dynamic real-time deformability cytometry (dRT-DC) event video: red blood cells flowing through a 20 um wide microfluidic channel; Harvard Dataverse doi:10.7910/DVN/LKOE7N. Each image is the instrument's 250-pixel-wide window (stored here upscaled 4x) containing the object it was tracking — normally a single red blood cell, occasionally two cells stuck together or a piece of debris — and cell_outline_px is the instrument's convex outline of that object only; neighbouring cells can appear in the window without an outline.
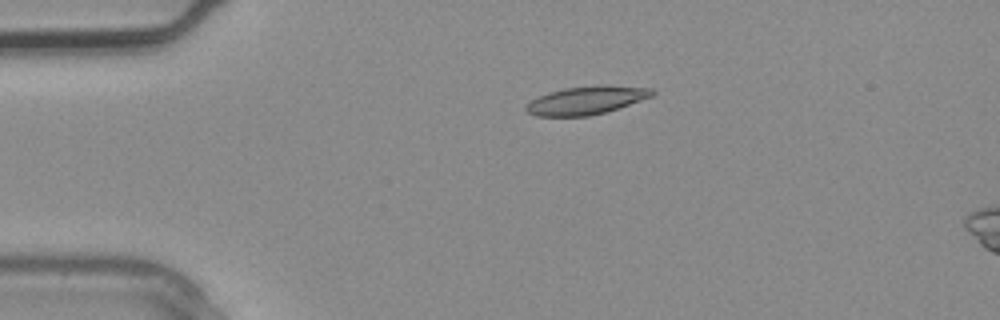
{"species": "common noctule bat (a hibernating species)", "species_latin": "Nyctalus noctula", "temperature_condition": "warm", "stored_images_in_passage": 1, "camera_frame_rate_fps": 3000, "um_per_image_px": 0.085, "animal": {"sex": "male", "body_mass_g": 20.4}, "frame": {"image": 1, "passage_image": 1, "time_ms": 0.0, "image_size_px": [1000, 320], "cell_outline_px": [[656, 92], [652, 96], [608, 112], [588, 116], [536, 116], [528, 112], [524, 108], [524, 104], [540, 96], [564, 88], [596, 84], [604, 84], [652, 88]], "centroid_in_image_um": [49.87, 8.52], "position_along_channel_um": 35.1, "area_um2": 20.92}}